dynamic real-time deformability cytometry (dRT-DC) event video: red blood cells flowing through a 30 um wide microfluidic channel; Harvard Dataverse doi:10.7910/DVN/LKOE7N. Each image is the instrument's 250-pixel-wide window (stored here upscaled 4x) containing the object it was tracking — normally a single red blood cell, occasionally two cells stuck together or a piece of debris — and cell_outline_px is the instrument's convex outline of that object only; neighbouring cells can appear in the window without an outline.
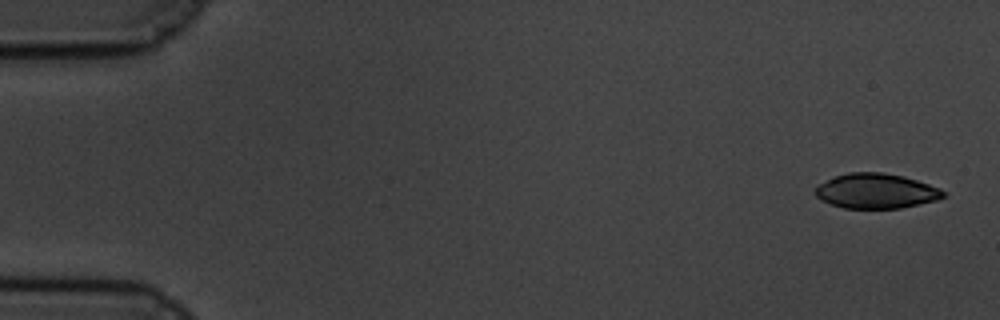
{"species": "common noctule bat (a hibernating species)", "species_latin": "Nyctalus noctula", "temperature_condition": "cold", "stored_images_in_passage": 58, "camera_frame_rate_fps": 3000, "um_per_image_px": 0.085, "animal": {"sex": "male", "body_mass_g": 19.5, "forearm_length_mm": 54.6}, "frame": {"image": 1, "passage_image": 1, "time_ms": 0.0, "image_size_px": [1000, 320], "cell_outline_px": [[944, 196], [936, 200], [900, 208], [844, 208], [820, 200], [816, 196], [816, 188], [820, 184], [836, 176], [848, 172], [884, 172], [904, 176], [940, 188], [944, 192]], "centroid_in_image_um": [74.47, 16.23], "position_along_channel_um": 10.5, "area_um2": 25.78}}
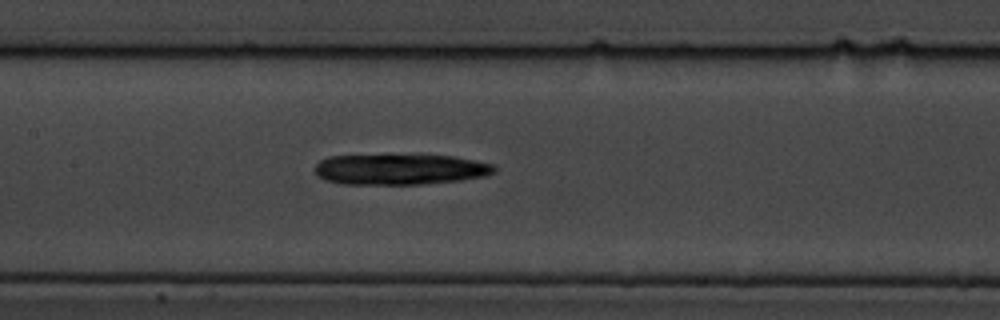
{"frame": {"image": 2, "passage_image": 27, "time_ms": 8.667, "image_size_px": [1000, 320], "cell_outline_px": [[496, 172], [488, 176], [460, 180], [420, 184], [344, 184], [324, 180], [316, 176], [312, 168], [320, 160], [328, 156], [452, 156], [476, 160], [492, 164], [496, 168]], "centroid_in_image_um": [33.98, 14.41], "position_along_channel_um": 173.4, "area_um2": 31.96}}
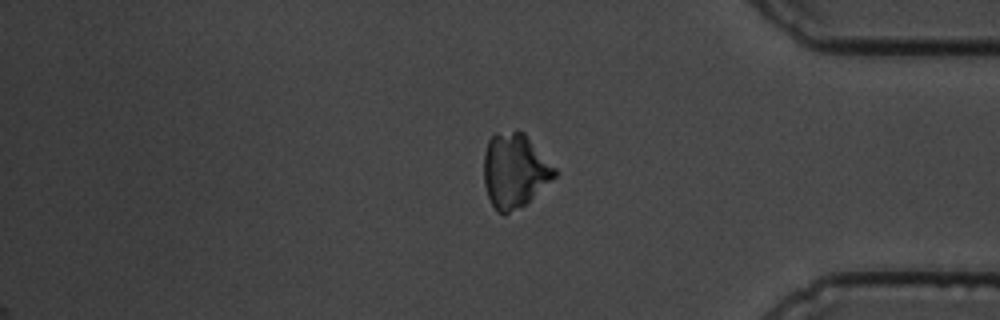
{"frame": {"image": 3, "passage_image": 48, "time_ms": 15.667, "image_size_px": [1000, 320], "cell_outline_px": [[556, 176], [524, 204], [504, 216], [496, 212], [488, 196], [484, 184], [484, 152], [488, 140], [496, 132], [524, 132], [556, 168]], "centroid_in_image_um": [43.72, 14.5], "position_along_channel_um": 391.5, "area_um2": 30.46}}